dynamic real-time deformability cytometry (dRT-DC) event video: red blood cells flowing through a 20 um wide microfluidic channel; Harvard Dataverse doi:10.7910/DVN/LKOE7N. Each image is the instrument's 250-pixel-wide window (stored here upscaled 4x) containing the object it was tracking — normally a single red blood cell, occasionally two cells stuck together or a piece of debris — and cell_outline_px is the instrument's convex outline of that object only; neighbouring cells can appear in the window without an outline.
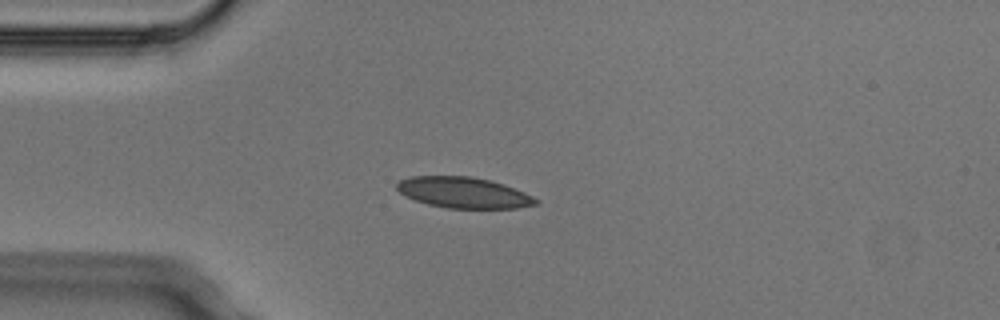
{"species": "Egyptian fruit bat (a non-hibernating species)", "species_latin": "Rousettus aegyptiacus", "temperature_condition": "cold", "stored_images_in_passage": 5, "camera_frame_rate_fps": 3000, "um_per_image_px": 0.085, "animal": {"sex": "male"}, "frame": {"image": 1, "passage_image": 2, "time_ms": 0.333, "image_size_px": [1000, 320], "cell_outline_px": [[540, 200], [536, 204], [516, 208], [448, 208], [428, 204], [404, 196], [396, 188], [396, 184], [400, 180], [408, 176], [472, 176], [504, 184], [524, 192]], "centroid_in_image_um": [39.38, 16.36], "position_along_channel_um": 45.6, "area_um2": 24.97}}
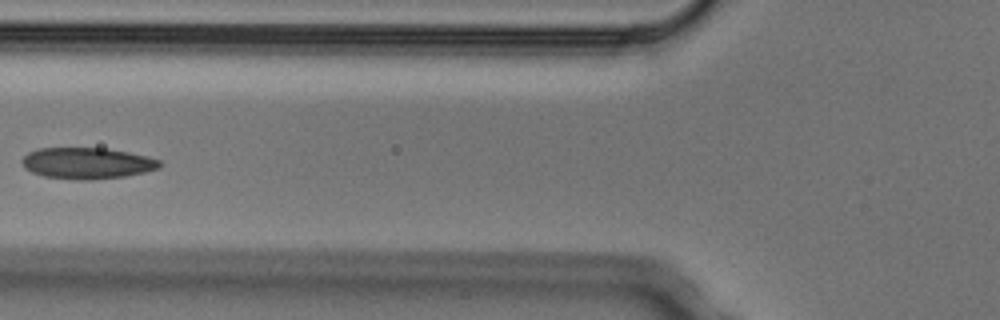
{"frame": {"image": 2, "passage_image": 4, "time_ms": 1.0, "image_size_px": [1000, 320], "cell_outline_px": [[164, 164], [160, 168], [144, 172], [124, 176], [92, 180], [80, 180], [44, 176], [32, 172], [24, 168], [20, 160], [28, 152], [40, 148], [104, 148], [128, 152], [148, 156], [160, 160]], "centroid_in_image_um": [7.42, 13.87], "position_along_channel_um": 118.4, "area_um2": 25.2}}
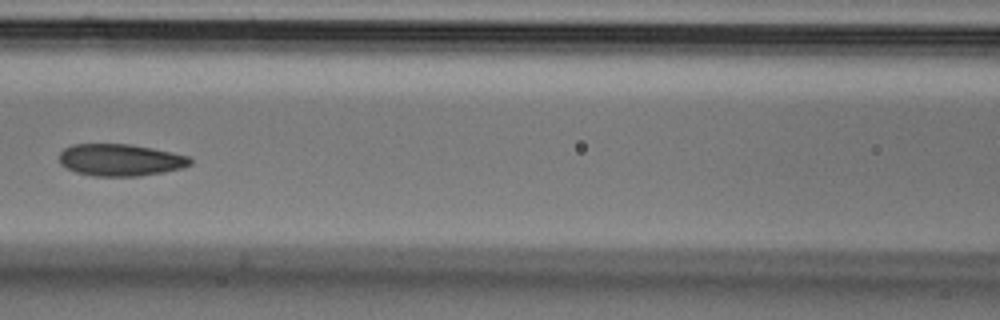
{"frame": {"image": 3, "passage_image": 5, "time_ms": 1.333, "image_size_px": [1000, 320], "cell_outline_px": [[192, 164], [184, 168], [164, 172], [140, 176], [92, 176], [76, 172], [60, 164], [60, 152], [64, 148], [72, 144], [132, 144], [172, 152], [188, 156], [192, 160]], "centroid_in_image_um": [10.25, 13.6], "position_along_channel_um": 156.3, "area_um2": 24.57}}